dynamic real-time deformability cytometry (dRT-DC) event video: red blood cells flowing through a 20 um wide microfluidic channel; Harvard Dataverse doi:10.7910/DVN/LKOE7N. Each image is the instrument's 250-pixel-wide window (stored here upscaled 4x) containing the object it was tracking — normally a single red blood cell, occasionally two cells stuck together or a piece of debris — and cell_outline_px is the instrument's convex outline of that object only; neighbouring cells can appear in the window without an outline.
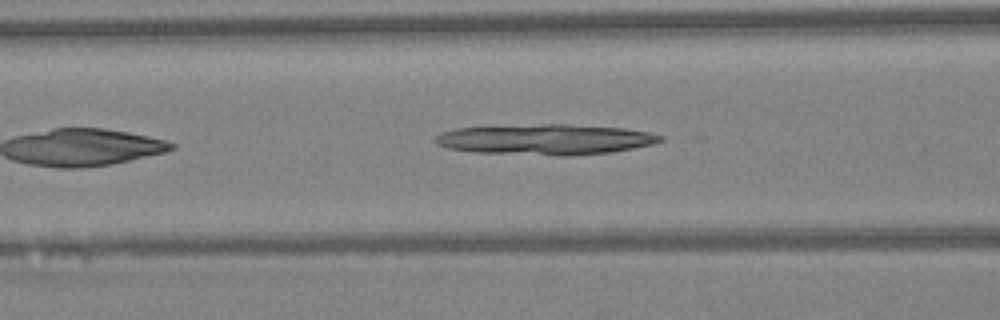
{"species": "Egyptian fruit bat (a non-hibernating species)", "species_latin": "Rousettus aegyptiacus", "temperature_condition": "warm", "stored_images_in_passage": 35, "camera_frame_rate_fps": 3000, "um_per_image_px": 0.085, "animal": {"sex": "female"}, "frame": {"image": 1, "passage_image": 7, "time_ms": 2.0, "image_size_px": [1000, 320], "cell_outline_px": [[664, 140], [652, 144], [612, 152], [568, 156], [556, 156], [476, 152], [448, 148], [436, 144], [432, 140], [436, 136], [444, 132], [456, 128], [544, 124], [568, 124], [624, 128], [648, 132], [664, 136]], "centroid_in_image_um": [46.38, 11.86], "position_along_channel_um": 120.2, "area_um2": 40.06}}
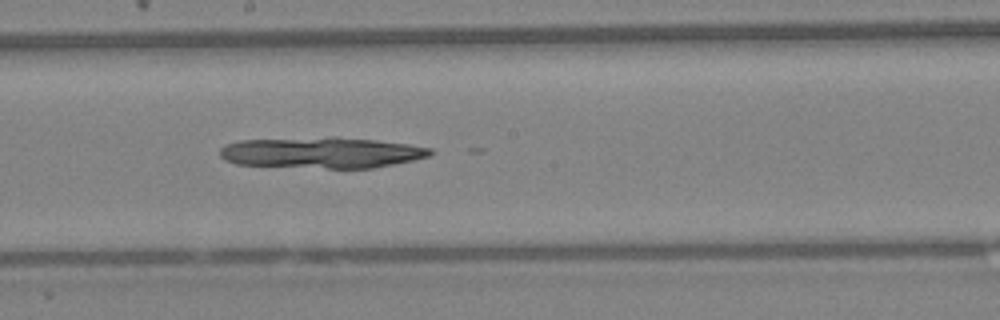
{"frame": {"image": 2, "passage_image": 14, "time_ms": 4.333, "image_size_px": [1000, 320], "cell_outline_px": [[436, 152], [428, 156], [412, 160], [372, 168], [328, 168], [236, 164], [224, 160], [220, 156], [220, 148], [224, 144], [240, 140], [328, 136], [336, 136], [376, 140], [408, 144], [432, 148]], "centroid_in_image_um": [27.32, 12.95], "position_along_channel_um": 220.9, "area_um2": 38.32}}
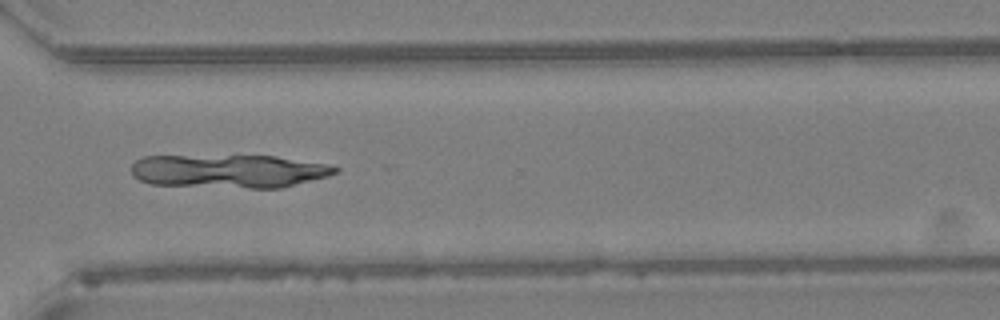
{"frame": {"image": 3, "passage_image": 23, "time_ms": 7.333, "image_size_px": [1000, 320], "cell_outline_px": [[340, 168], [336, 172], [328, 176], [280, 188], [248, 188], [152, 184], [140, 180], [132, 176], [132, 164], [136, 160], [144, 156], [276, 156], [328, 164]], "centroid_in_image_um": [19.46, 14.54], "position_along_channel_um": 351.1, "area_um2": 39.54}}